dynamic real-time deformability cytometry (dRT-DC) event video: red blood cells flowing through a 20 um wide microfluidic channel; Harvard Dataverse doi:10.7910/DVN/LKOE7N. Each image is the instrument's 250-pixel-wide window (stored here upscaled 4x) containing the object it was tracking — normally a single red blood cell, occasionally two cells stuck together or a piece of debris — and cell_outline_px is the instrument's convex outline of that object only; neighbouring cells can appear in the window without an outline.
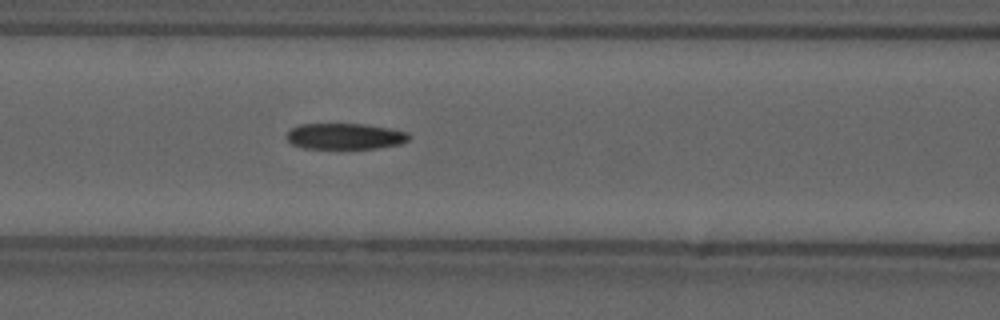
{"species": "common noctule bat (a hibernating species)", "species_latin": "Nyctalus noctula", "temperature_condition": "cold", "stored_images_in_passage": 38, "camera_frame_rate_fps": 3000, "um_per_image_px": 0.085, "animal": {"sex": "male", "forearm_length_mm": 52.5}, "frame": {"image": 1, "passage_image": 6, "time_ms": 1.667, "image_size_px": [1000, 320], "cell_outline_px": [[408, 140], [400, 144], [376, 148], [304, 148], [292, 144], [284, 136], [292, 128], [300, 124], [364, 124], [392, 128], [408, 132]], "centroid_in_image_um": [29.32, 11.57], "position_along_channel_um": 137.3, "area_um2": 18.5}}